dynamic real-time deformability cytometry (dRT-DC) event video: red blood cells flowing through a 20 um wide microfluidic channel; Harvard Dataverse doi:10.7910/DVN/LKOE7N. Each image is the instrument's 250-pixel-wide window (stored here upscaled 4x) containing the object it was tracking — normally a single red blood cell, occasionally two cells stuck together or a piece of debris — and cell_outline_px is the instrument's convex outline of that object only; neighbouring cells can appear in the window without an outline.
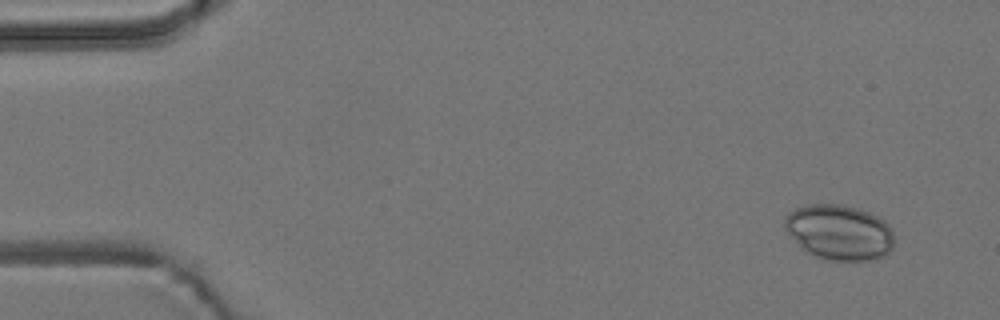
{"species": "common noctule bat (a hibernating species)", "species_latin": "Nyctalus noctula", "temperature_condition": "room temperature", "stored_images_in_passage": 4, "camera_frame_rate_fps": 3000, "um_per_image_px": 0.085, "animal": {"sex": "male", "body_mass_g": 19.2, "forearm_length_mm": 51.8}, "frame": {"image": 1, "passage_image": 1, "time_ms": 0.0, "image_size_px": [1000, 320], "cell_outline_px": [[892, 248], [884, 256], [872, 260], [832, 260], [816, 256], [804, 252], [784, 228], [784, 220], [788, 212], [796, 208], [812, 204], [840, 204], [856, 208], [868, 212], [876, 216], [888, 224], [892, 228]], "centroid_in_image_um": [71.31, 19.74], "position_along_channel_um": 13.7, "area_um2": 35.14}}